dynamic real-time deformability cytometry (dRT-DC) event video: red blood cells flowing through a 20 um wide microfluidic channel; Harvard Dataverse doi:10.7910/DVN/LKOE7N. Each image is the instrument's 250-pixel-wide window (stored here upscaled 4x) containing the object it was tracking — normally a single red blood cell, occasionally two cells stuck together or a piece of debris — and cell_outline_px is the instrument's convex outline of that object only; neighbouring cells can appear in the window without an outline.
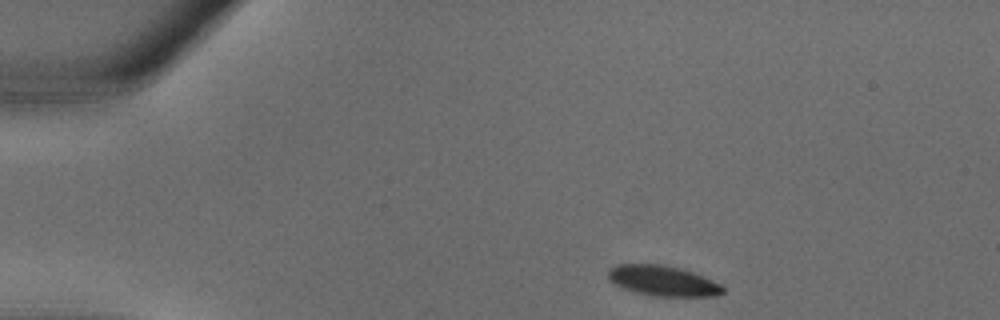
{"species": "common noctule bat (a hibernating species)", "species_latin": "Nyctalus noctula", "temperature_condition": "warm", "stored_images_in_passage": 30, "camera_frame_rate_fps": 3000, "um_per_image_px": 0.085, "animal": {"sex": "male", "body_mass_g": 18.8}, "frame": {"image": 1, "passage_image": 1, "time_ms": 0.0, "image_size_px": [1000, 320], "cell_outline_px": [[724, 292], [716, 296], [656, 296], [636, 292], [624, 288], [608, 280], [608, 268], [616, 264], [660, 264], [680, 268], [704, 276], [720, 284], [724, 288]], "centroid_in_image_um": [56.33, 23.86], "position_along_channel_um": 28.7, "area_um2": 20.23}}
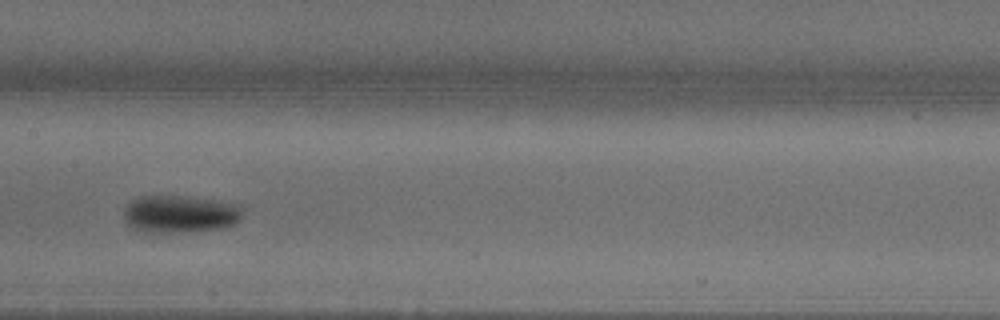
{"frame": {"image": 2, "passage_image": 13, "time_ms": 4.0, "image_size_px": [1000, 320], "cell_outline_px": [[240, 220], [236, 224], [224, 228], [188, 232], [144, 232], [128, 224], [124, 220], [124, 208], [132, 200], [140, 196], [176, 196], [220, 200], [240, 204]], "centroid_in_image_um": [15.32, 18.19], "position_along_channel_um": 192.1, "area_um2": 26.01}}
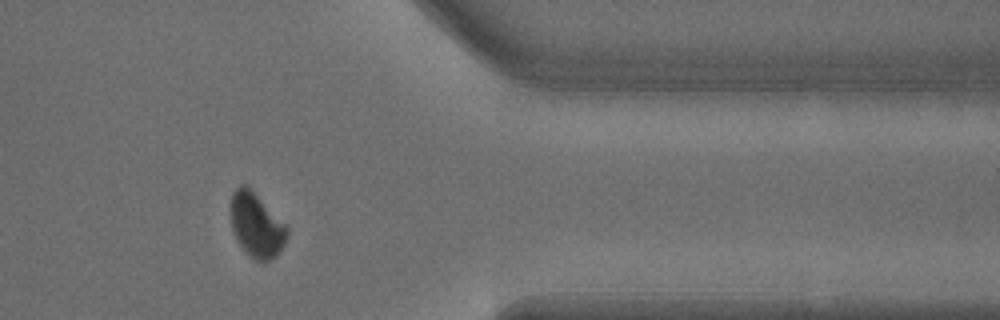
{"frame": {"image": 3, "passage_image": 24, "time_ms": 7.667, "image_size_px": [1000, 320], "cell_outline_px": [[288, 232], [284, 244], [276, 256], [268, 260], [256, 260], [248, 256], [244, 252], [236, 240], [232, 228], [232, 192], [240, 184], [244, 184], [288, 228]], "centroid_in_image_um": [21.78, 19.19], "position_along_channel_um": 389.6, "area_um2": 20.35}}